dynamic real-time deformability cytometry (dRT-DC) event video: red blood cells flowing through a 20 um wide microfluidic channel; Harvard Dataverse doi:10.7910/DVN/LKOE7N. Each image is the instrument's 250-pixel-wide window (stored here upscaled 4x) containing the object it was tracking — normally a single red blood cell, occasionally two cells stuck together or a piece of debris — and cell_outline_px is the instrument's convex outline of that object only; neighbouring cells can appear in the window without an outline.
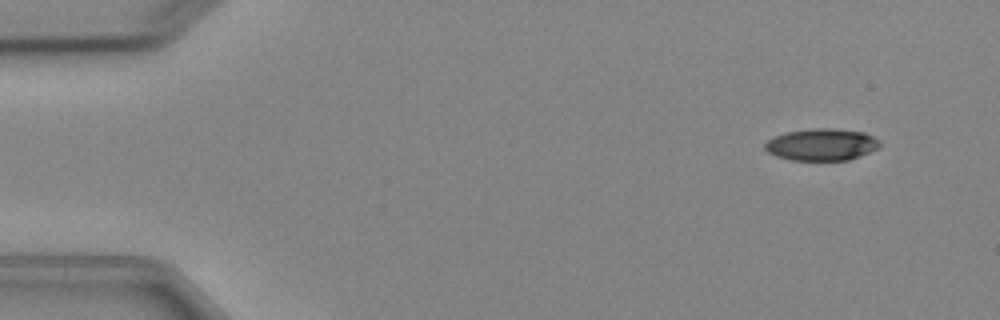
{"species": "Egyptian fruit bat (a non-hibernating species)", "species_latin": "Rousettus aegyptiacus", "temperature_condition": "cold", "stored_images_in_passage": 4, "camera_frame_rate_fps": 3000, "um_per_image_px": 0.085, "animal": {"sex": "female"}, "frame": {"image": 1, "passage_image": 1, "time_ms": 0.0, "image_size_px": [1000, 320], "cell_outline_px": [[880, 144], [876, 148], [860, 156], [848, 160], [792, 160], [776, 156], [768, 152], [764, 148], [764, 144], [768, 140], [776, 136], [788, 132], [816, 128], [832, 128], [864, 132], [880, 140]], "centroid_in_image_um": [69.84, 12.29], "position_along_channel_um": 15.2, "area_um2": 21.15}}
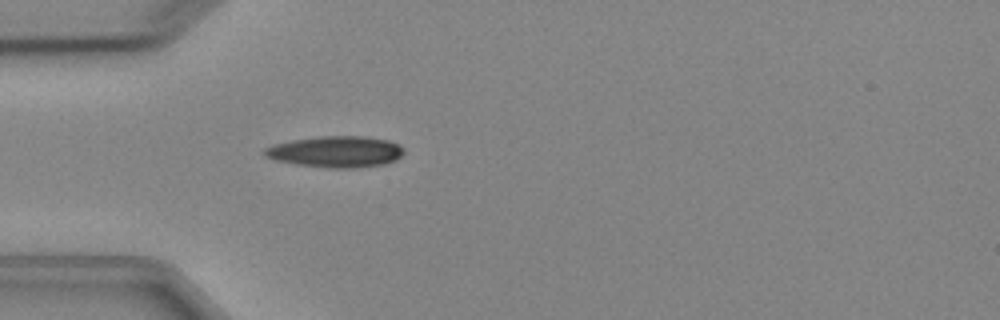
{"frame": {"image": 2, "passage_image": 4, "time_ms": 3.667, "image_size_px": [1000, 320], "cell_outline_px": [[404, 152], [396, 160], [384, 164], [352, 168], [328, 168], [296, 164], [276, 160], [264, 156], [264, 148], [272, 144], [292, 140], [320, 136], [360, 136], [388, 140], [404, 148]], "centroid_in_image_um": [28.52, 12.89], "position_along_channel_um": 56.5, "area_um2": 25.32}}